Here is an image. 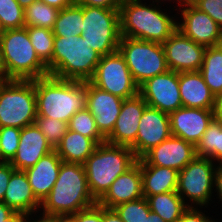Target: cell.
<instances>
[{"mask_svg":"<svg viewBox=\"0 0 222 222\" xmlns=\"http://www.w3.org/2000/svg\"><path fill=\"white\" fill-rule=\"evenodd\" d=\"M0 52L11 79L34 80L49 75L48 68L37 56L25 27L3 30Z\"/></svg>","mask_w":222,"mask_h":222,"instance_id":"obj_6","label":"cell"},{"mask_svg":"<svg viewBox=\"0 0 222 222\" xmlns=\"http://www.w3.org/2000/svg\"><path fill=\"white\" fill-rule=\"evenodd\" d=\"M196 156L194 144L171 135L139 160L140 165L168 167L180 172Z\"/></svg>","mask_w":222,"mask_h":222,"instance_id":"obj_16","label":"cell"},{"mask_svg":"<svg viewBox=\"0 0 222 222\" xmlns=\"http://www.w3.org/2000/svg\"><path fill=\"white\" fill-rule=\"evenodd\" d=\"M89 82L122 99L131 98L139 93V86L133 80L119 50L100 58L95 73Z\"/></svg>","mask_w":222,"mask_h":222,"instance_id":"obj_11","label":"cell"},{"mask_svg":"<svg viewBox=\"0 0 222 222\" xmlns=\"http://www.w3.org/2000/svg\"><path fill=\"white\" fill-rule=\"evenodd\" d=\"M179 90L183 107L213 109L215 96L199 71L180 72Z\"/></svg>","mask_w":222,"mask_h":222,"instance_id":"obj_24","label":"cell"},{"mask_svg":"<svg viewBox=\"0 0 222 222\" xmlns=\"http://www.w3.org/2000/svg\"><path fill=\"white\" fill-rule=\"evenodd\" d=\"M142 192L149 196L177 190L179 172L168 167L141 165Z\"/></svg>","mask_w":222,"mask_h":222,"instance_id":"obj_25","label":"cell"},{"mask_svg":"<svg viewBox=\"0 0 222 222\" xmlns=\"http://www.w3.org/2000/svg\"><path fill=\"white\" fill-rule=\"evenodd\" d=\"M190 2L205 12L222 29V0H190Z\"/></svg>","mask_w":222,"mask_h":222,"instance_id":"obj_38","label":"cell"},{"mask_svg":"<svg viewBox=\"0 0 222 222\" xmlns=\"http://www.w3.org/2000/svg\"><path fill=\"white\" fill-rule=\"evenodd\" d=\"M16 169L10 164V162L0 163V201L3 202V198L8 186L11 174Z\"/></svg>","mask_w":222,"mask_h":222,"instance_id":"obj_41","label":"cell"},{"mask_svg":"<svg viewBox=\"0 0 222 222\" xmlns=\"http://www.w3.org/2000/svg\"><path fill=\"white\" fill-rule=\"evenodd\" d=\"M146 1L126 0L121 5L119 9L121 37L163 44L177 30V14H172L171 5L168 11V5H164L163 7H166L164 9L160 5H155L151 1L149 4L148 0Z\"/></svg>","mask_w":222,"mask_h":222,"instance_id":"obj_1","label":"cell"},{"mask_svg":"<svg viewBox=\"0 0 222 222\" xmlns=\"http://www.w3.org/2000/svg\"><path fill=\"white\" fill-rule=\"evenodd\" d=\"M137 160L130 147L107 142L99 144L83 164L93 198L98 201L117 177L130 169Z\"/></svg>","mask_w":222,"mask_h":222,"instance_id":"obj_4","label":"cell"},{"mask_svg":"<svg viewBox=\"0 0 222 222\" xmlns=\"http://www.w3.org/2000/svg\"><path fill=\"white\" fill-rule=\"evenodd\" d=\"M148 1H152L153 3H155L156 5H166V1L169 3L170 2V4H171V2H175V4H177V6L175 5V7H174V5H172L173 6V8H171L173 11H175V10H178L180 7H182L183 5H184V3H186L187 1L186 0H148ZM177 2V3H176ZM178 7V8H177ZM176 8V9H175ZM175 9V10H174Z\"/></svg>","mask_w":222,"mask_h":222,"instance_id":"obj_50","label":"cell"},{"mask_svg":"<svg viewBox=\"0 0 222 222\" xmlns=\"http://www.w3.org/2000/svg\"><path fill=\"white\" fill-rule=\"evenodd\" d=\"M96 203L88 188L84 165L62 161L58 178L40 209L50 214H75Z\"/></svg>","mask_w":222,"mask_h":222,"instance_id":"obj_3","label":"cell"},{"mask_svg":"<svg viewBox=\"0 0 222 222\" xmlns=\"http://www.w3.org/2000/svg\"><path fill=\"white\" fill-rule=\"evenodd\" d=\"M77 222H103V206L98 203L77 212Z\"/></svg>","mask_w":222,"mask_h":222,"instance_id":"obj_40","label":"cell"},{"mask_svg":"<svg viewBox=\"0 0 222 222\" xmlns=\"http://www.w3.org/2000/svg\"><path fill=\"white\" fill-rule=\"evenodd\" d=\"M53 150L36 124L25 126L21 129L18 150L10 164L16 170L25 171Z\"/></svg>","mask_w":222,"mask_h":222,"instance_id":"obj_21","label":"cell"},{"mask_svg":"<svg viewBox=\"0 0 222 222\" xmlns=\"http://www.w3.org/2000/svg\"><path fill=\"white\" fill-rule=\"evenodd\" d=\"M125 1L126 0H76V3L81 6H92L119 10Z\"/></svg>","mask_w":222,"mask_h":222,"instance_id":"obj_42","label":"cell"},{"mask_svg":"<svg viewBox=\"0 0 222 222\" xmlns=\"http://www.w3.org/2000/svg\"><path fill=\"white\" fill-rule=\"evenodd\" d=\"M20 134V128L0 127V150L4 162H11L15 157L19 146Z\"/></svg>","mask_w":222,"mask_h":222,"instance_id":"obj_37","label":"cell"},{"mask_svg":"<svg viewBox=\"0 0 222 222\" xmlns=\"http://www.w3.org/2000/svg\"><path fill=\"white\" fill-rule=\"evenodd\" d=\"M32 46L39 59L47 66L49 75L52 74V54L54 34L52 30L41 27H25Z\"/></svg>","mask_w":222,"mask_h":222,"instance_id":"obj_31","label":"cell"},{"mask_svg":"<svg viewBox=\"0 0 222 222\" xmlns=\"http://www.w3.org/2000/svg\"><path fill=\"white\" fill-rule=\"evenodd\" d=\"M38 213H40V214H38ZM23 222H58V215L46 213V212H43L41 209H39V210H36L30 214H26L24 216Z\"/></svg>","mask_w":222,"mask_h":222,"instance_id":"obj_43","label":"cell"},{"mask_svg":"<svg viewBox=\"0 0 222 222\" xmlns=\"http://www.w3.org/2000/svg\"><path fill=\"white\" fill-rule=\"evenodd\" d=\"M59 11V9L37 0L24 9L25 27H41L52 30Z\"/></svg>","mask_w":222,"mask_h":222,"instance_id":"obj_32","label":"cell"},{"mask_svg":"<svg viewBox=\"0 0 222 222\" xmlns=\"http://www.w3.org/2000/svg\"><path fill=\"white\" fill-rule=\"evenodd\" d=\"M83 25L81 37L101 57L118 50L121 39L120 12L83 6Z\"/></svg>","mask_w":222,"mask_h":222,"instance_id":"obj_8","label":"cell"},{"mask_svg":"<svg viewBox=\"0 0 222 222\" xmlns=\"http://www.w3.org/2000/svg\"><path fill=\"white\" fill-rule=\"evenodd\" d=\"M58 222H77V213L58 214Z\"/></svg>","mask_w":222,"mask_h":222,"instance_id":"obj_51","label":"cell"},{"mask_svg":"<svg viewBox=\"0 0 222 222\" xmlns=\"http://www.w3.org/2000/svg\"><path fill=\"white\" fill-rule=\"evenodd\" d=\"M195 147L197 156L222 164V121L213 118Z\"/></svg>","mask_w":222,"mask_h":222,"instance_id":"obj_29","label":"cell"},{"mask_svg":"<svg viewBox=\"0 0 222 222\" xmlns=\"http://www.w3.org/2000/svg\"><path fill=\"white\" fill-rule=\"evenodd\" d=\"M35 124L54 149L68 130V123L49 117L37 116Z\"/></svg>","mask_w":222,"mask_h":222,"instance_id":"obj_36","label":"cell"},{"mask_svg":"<svg viewBox=\"0 0 222 222\" xmlns=\"http://www.w3.org/2000/svg\"><path fill=\"white\" fill-rule=\"evenodd\" d=\"M0 26L3 30L25 27L24 9L16 0H0Z\"/></svg>","mask_w":222,"mask_h":222,"instance_id":"obj_34","label":"cell"},{"mask_svg":"<svg viewBox=\"0 0 222 222\" xmlns=\"http://www.w3.org/2000/svg\"><path fill=\"white\" fill-rule=\"evenodd\" d=\"M199 72L214 96L222 93V44L206 48Z\"/></svg>","mask_w":222,"mask_h":222,"instance_id":"obj_28","label":"cell"},{"mask_svg":"<svg viewBox=\"0 0 222 222\" xmlns=\"http://www.w3.org/2000/svg\"><path fill=\"white\" fill-rule=\"evenodd\" d=\"M162 45L169 70L178 73L200 70L206 46L195 43L178 29Z\"/></svg>","mask_w":222,"mask_h":222,"instance_id":"obj_14","label":"cell"},{"mask_svg":"<svg viewBox=\"0 0 222 222\" xmlns=\"http://www.w3.org/2000/svg\"><path fill=\"white\" fill-rule=\"evenodd\" d=\"M3 202L13 211L24 215L41 208V203L34 196L24 171L15 170L9 179Z\"/></svg>","mask_w":222,"mask_h":222,"instance_id":"obj_23","label":"cell"},{"mask_svg":"<svg viewBox=\"0 0 222 222\" xmlns=\"http://www.w3.org/2000/svg\"><path fill=\"white\" fill-rule=\"evenodd\" d=\"M100 58L81 36L55 37L50 76L62 80L89 81Z\"/></svg>","mask_w":222,"mask_h":222,"instance_id":"obj_5","label":"cell"},{"mask_svg":"<svg viewBox=\"0 0 222 222\" xmlns=\"http://www.w3.org/2000/svg\"><path fill=\"white\" fill-rule=\"evenodd\" d=\"M143 197L141 165L138 159L130 169L117 177L97 203L113 209L119 204Z\"/></svg>","mask_w":222,"mask_h":222,"instance_id":"obj_20","label":"cell"},{"mask_svg":"<svg viewBox=\"0 0 222 222\" xmlns=\"http://www.w3.org/2000/svg\"><path fill=\"white\" fill-rule=\"evenodd\" d=\"M11 80L12 79L10 78V76L8 75V73L6 71L4 61H3V57H2L1 52H0V85L8 83Z\"/></svg>","mask_w":222,"mask_h":222,"instance_id":"obj_48","label":"cell"},{"mask_svg":"<svg viewBox=\"0 0 222 222\" xmlns=\"http://www.w3.org/2000/svg\"><path fill=\"white\" fill-rule=\"evenodd\" d=\"M68 129L91 138L98 145L106 142V138L97 128L94 116L87 108L79 110L70 118Z\"/></svg>","mask_w":222,"mask_h":222,"instance_id":"obj_33","label":"cell"},{"mask_svg":"<svg viewBox=\"0 0 222 222\" xmlns=\"http://www.w3.org/2000/svg\"><path fill=\"white\" fill-rule=\"evenodd\" d=\"M216 167L217 163L211 159L196 156L179 172L176 192L188 207L206 209L215 202L213 197Z\"/></svg>","mask_w":222,"mask_h":222,"instance_id":"obj_9","label":"cell"},{"mask_svg":"<svg viewBox=\"0 0 222 222\" xmlns=\"http://www.w3.org/2000/svg\"><path fill=\"white\" fill-rule=\"evenodd\" d=\"M16 1L20 4V6L23 9H26L28 6H30L32 3H34L37 0H16Z\"/></svg>","mask_w":222,"mask_h":222,"instance_id":"obj_54","label":"cell"},{"mask_svg":"<svg viewBox=\"0 0 222 222\" xmlns=\"http://www.w3.org/2000/svg\"><path fill=\"white\" fill-rule=\"evenodd\" d=\"M103 222H123L114 209L103 207Z\"/></svg>","mask_w":222,"mask_h":222,"instance_id":"obj_47","label":"cell"},{"mask_svg":"<svg viewBox=\"0 0 222 222\" xmlns=\"http://www.w3.org/2000/svg\"><path fill=\"white\" fill-rule=\"evenodd\" d=\"M212 112L215 119L222 121V93L215 96Z\"/></svg>","mask_w":222,"mask_h":222,"instance_id":"obj_46","label":"cell"},{"mask_svg":"<svg viewBox=\"0 0 222 222\" xmlns=\"http://www.w3.org/2000/svg\"><path fill=\"white\" fill-rule=\"evenodd\" d=\"M171 134L195 146L214 118L212 109L181 107L169 114Z\"/></svg>","mask_w":222,"mask_h":222,"instance_id":"obj_19","label":"cell"},{"mask_svg":"<svg viewBox=\"0 0 222 222\" xmlns=\"http://www.w3.org/2000/svg\"><path fill=\"white\" fill-rule=\"evenodd\" d=\"M24 216H25L24 214L14 211V212L7 218V222H23Z\"/></svg>","mask_w":222,"mask_h":222,"instance_id":"obj_52","label":"cell"},{"mask_svg":"<svg viewBox=\"0 0 222 222\" xmlns=\"http://www.w3.org/2000/svg\"><path fill=\"white\" fill-rule=\"evenodd\" d=\"M139 94L148 106L170 114L183 107L179 73L171 70L149 78L139 86Z\"/></svg>","mask_w":222,"mask_h":222,"instance_id":"obj_13","label":"cell"},{"mask_svg":"<svg viewBox=\"0 0 222 222\" xmlns=\"http://www.w3.org/2000/svg\"><path fill=\"white\" fill-rule=\"evenodd\" d=\"M177 29L195 43L209 47L222 44V29L190 1L177 10ZM180 18V19H179Z\"/></svg>","mask_w":222,"mask_h":222,"instance_id":"obj_12","label":"cell"},{"mask_svg":"<svg viewBox=\"0 0 222 222\" xmlns=\"http://www.w3.org/2000/svg\"><path fill=\"white\" fill-rule=\"evenodd\" d=\"M214 191L217 195L216 199L218 198L219 200L217 201H221L222 204V164H217V167L215 169V175H214ZM222 207V205H221Z\"/></svg>","mask_w":222,"mask_h":222,"instance_id":"obj_44","label":"cell"},{"mask_svg":"<svg viewBox=\"0 0 222 222\" xmlns=\"http://www.w3.org/2000/svg\"><path fill=\"white\" fill-rule=\"evenodd\" d=\"M147 201L150 211L158 214L165 222H177L188 209L176 191L149 196Z\"/></svg>","mask_w":222,"mask_h":222,"instance_id":"obj_27","label":"cell"},{"mask_svg":"<svg viewBox=\"0 0 222 222\" xmlns=\"http://www.w3.org/2000/svg\"><path fill=\"white\" fill-rule=\"evenodd\" d=\"M59 10L70 7L76 3V0H38Z\"/></svg>","mask_w":222,"mask_h":222,"instance_id":"obj_45","label":"cell"},{"mask_svg":"<svg viewBox=\"0 0 222 222\" xmlns=\"http://www.w3.org/2000/svg\"><path fill=\"white\" fill-rule=\"evenodd\" d=\"M37 116L69 123L86 108V81L62 80L50 75L35 79Z\"/></svg>","mask_w":222,"mask_h":222,"instance_id":"obj_2","label":"cell"},{"mask_svg":"<svg viewBox=\"0 0 222 222\" xmlns=\"http://www.w3.org/2000/svg\"><path fill=\"white\" fill-rule=\"evenodd\" d=\"M61 164L62 159L54 149L44 155L33 167L24 171L28 177L34 196L40 203L43 202L52 190L58 178Z\"/></svg>","mask_w":222,"mask_h":222,"instance_id":"obj_22","label":"cell"},{"mask_svg":"<svg viewBox=\"0 0 222 222\" xmlns=\"http://www.w3.org/2000/svg\"><path fill=\"white\" fill-rule=\"evenodd\" d=\"M168 113L146 106L139 121L136 141L130 146L137 159L171 136Z\"/></svg>","mask_w":222,"mask_h":222,"instance_id":"obj_15","label":"cell"},{"mask_svg":"<svg viewBox=\"0 0 222 222\" xmlns=\"http://www.w3.org/2000/svg\"><path fill=\"white\" fill-rule=\"evenodd\" d=\"M119 52L125 59L135 83L140 86L149 78L168 69L163 45L130 37H121Z\"/></svg>","mask_w":222,"mask_h":222,"instance_id":"obj_10","label":"cell"},{"mask_svg":"<svg viewBox=\"0 0 222 222\" xmlns=\"http://www.w3.org/2000/svg\"><path fill=\"white\" fill-rule=\"evenodd\" d=\"M123 222H145L150 212L147 198L125 202L113 208Z\"/></svg>","mask_w":222,"mask_h":222,"instance_id":"obj_35","label":"cell"},{"mask_svg":"<svg viewBox=\"0 0 222 222\" xmlns=\"http://www.w3.org/2000/svg\"><path fill=\"white\" fill-rule=\"evenodd\" d=\"M145 222H165V221L158 214L150 211L145 219Z\"/></svg>","mask_w":222,"mask_h":222,"instance_id":"obj_53","label":"cell"},{"mask_svg":"<svg viewBox=\"0 0 222 222\" xmlns=\"http://www.w3.org/2000/svg\"><path fill=\"white\" fill-rule=\"evenodd\" d=\"M147 106L142 96L137 95L124 99L120 114L112 132L106 137L111 145L130 147L137 138L139 121Z\"/></svg>","mask_w":222,"mask_h":222,"instance_id":"obj_18","label":"cell"},{"mask_svg":"<svg viewBox=\"0 0 222 222\" xmlns=\"http://www.w3.org/2000/svg\"><path fill=\"white\" fill-rule=\"evenodd\" d=\"M37 117L34 80L12 79L0 85V127L24 128Z\"/></svg>","mask_w":222,"mask_h":222,"instance_id":"obj_7","label":"cell"},{"mask_svg":"<svg viewBox=\"0 0 222 222\" xmlns=\"http://www.w3.org/2000/svg\"><path fill=\"white\" fill-rule=\"evenodd\" d=\"M209 215H211L210 212L208 213L203 208L188 207L177 222H217V218L213 219Z\"/></svg>","mask_w":222,"mask_h":222,"instance_id":"obj_39","label":"cell"},{"mask_svg":"<svg viewBox=\"0 0 222 222\" xmlns=\"http://www.w3.org/2000/svg\"><path fill=\"white\" fill-rule=\"evenodd\" d=\"M83 6L74 5L59 11L52 28L55 37L80 36L83 25Z\"/></svg>","mask_w":222,"mask_h":222,"instance_id":"obj_30","label":"cell"},{"mask_svg":"<svg viewBox=\"0 0 222 222\" xmlns=\"http://www.w3.org/2000/svg\"><path fill=\"white\" fill-rule=\"evenodd\" d=\"M14 211L8 207L4 202L0 201V222H7V218L13 213Z\"/></svg>","mask_w":222,"mask_h":222,"instance_id":"obj_49","label":"cell"},{"mask_svg":"<svg viewBox=\"0 0 222 222\" xmlns=\"http://www.w3.org/2000/svg\"><path fill=\"white\" fill-rule=\"evenodd\" d=\"M97 146L91 138L68 129L55 150L63 162L83 165Z\"/></svg>","mask_w":222,"mask_h":222,"instance_id":"obj_26","label":"cell"},{"mask_svg":"<svg viewBox=\"0 0 222 222\" xmlns=\"http://www.w3.org/2000/svg\"><path fill=\"white\" fill-rule=\"evenodd\" d=\"M2 33H3V29L0 26V39H1Z\"/></svg>","mask_w":222,"mask_h":222,"instance_id":"obj_55","label":"cell"},{"mask_svg":"<svg viewBox=\"0 0 222 222\" xmlns=\"http://www.w3.org/2000/svg\"><path fill=\"white\" fill-rule=\"evenodd\" d=\"M123 101L124 99L86 81V108L94 116L97 128L105 138L114 128Z\"/></svg>","mask_w":222,"mask_h":222,"instance_id":"obj_17","label":"cell"},{"mask_svg":"<svg viewBox=\"0 0 222 222\" xmlns=\"http://www.w3.org/2000/svg\"><path fill=\"white\" fill-rule=\"evenodd\" d=\"M4 161L2 160V156H1V150H0V163H3Z\"/></svg>","mask_w":222,"mask_h":222,"instance_id":"obj_56","label":"cell"}]
</instances>
